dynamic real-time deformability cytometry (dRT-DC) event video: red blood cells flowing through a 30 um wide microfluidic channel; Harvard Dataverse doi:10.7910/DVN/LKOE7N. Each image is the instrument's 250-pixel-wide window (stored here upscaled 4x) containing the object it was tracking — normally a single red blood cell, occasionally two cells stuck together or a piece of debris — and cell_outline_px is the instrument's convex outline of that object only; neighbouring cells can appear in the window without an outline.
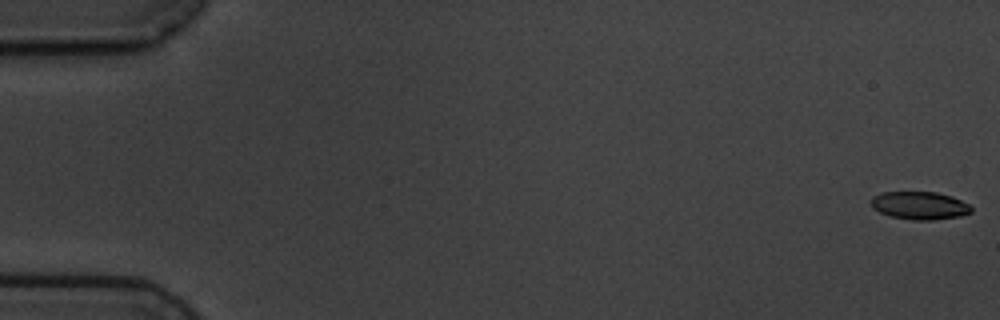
{"species": "common noctule bat (a hibernating species)", "species_latin": "Nyctalus noctula", "temperature_condition": "cold", "stored_images_in_passage": 5, "camera_frame_rate_fps": 3000, "um_per_image_px": 0.085, "animal": {"sex": "male", "body_mass_g": 19.5, "forearm_length_mm": 54.6}, "frame": {"image": 1, "passage_image": 1, "time_ms": 0.0, "image_size_px": [1000, 320], "cell_outline_px": [[972, 212], [960, 216], [932, 220], [912, 220], [888, 216], [872, 208], [868, 200], [872, 196], [884, 192], [936, 192], [952, 196], [968, 204], [972, 208]], "centroid_in_image_um": [78.12, 17.47], "position_along_channel_um": 6.9, "area_um2": 16.47}}
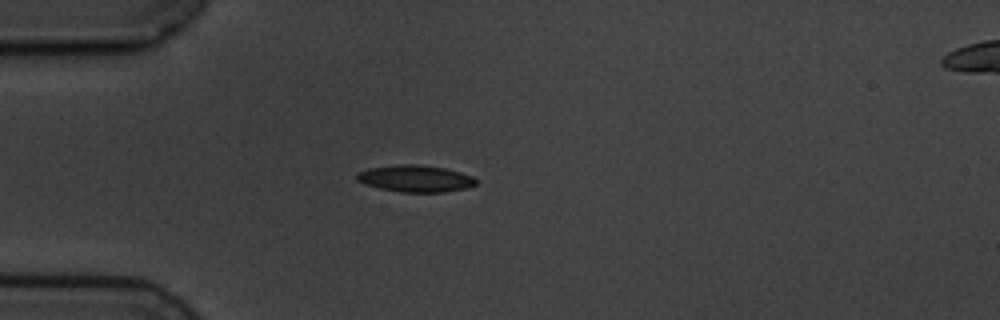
{"frame": {"image": 2, "passage_image": 5, "time_ms": 5.0, "image_size_px": [1000, 320], "cell_outline_px": [[476, 184], [464, 188], [444, 192], [400, 192], [380, 188], [356, 180], [356, 172], [368, 168], [400, 164], [420, 164], [444, 168], [460, 172], [472, 176], [476, 180]], "centroid_in_image_um": [35.28, 15.17], "position_along_channel_um": 49.7, "area_um2": 18.5}}